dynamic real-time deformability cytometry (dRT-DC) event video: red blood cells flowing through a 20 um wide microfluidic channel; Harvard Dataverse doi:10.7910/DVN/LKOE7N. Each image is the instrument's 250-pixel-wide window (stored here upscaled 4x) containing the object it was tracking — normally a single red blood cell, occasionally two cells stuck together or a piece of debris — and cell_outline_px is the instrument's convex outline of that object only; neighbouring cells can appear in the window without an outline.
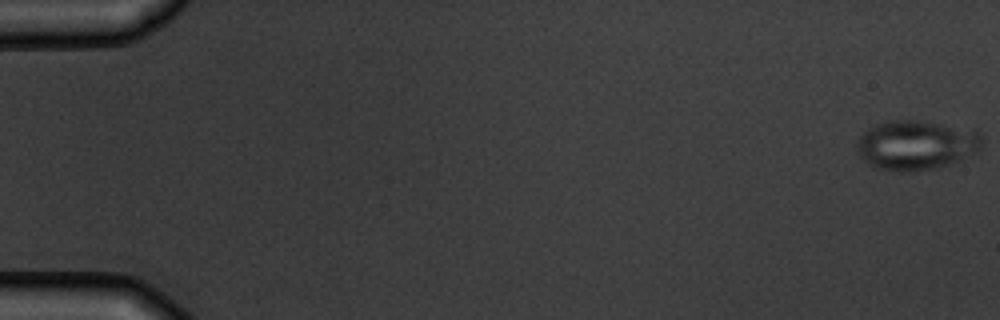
{"species": "common noctule bat (a hibernating species)", "species_latin": "Nyctalus noctula", "temperature_condition": "warm", "stored_images_in_passage": 8, "camera_frame_rate_fps": 3000, "um_per_image_px": 0.085, "animal": {"sex": "male", "body_mass_g": 19.5, "forearm_length_mm": 54.6}, "frame": {"image": 1, "passage_image": 1, "time_ms": 0.0, "image_size_px": [1000, 320], "cell_outline_px": [[984, 144], [980, 148], [960, 160], [936, 168], [912, 172], [900, 172], [876, 168], [868, 164], [860, 156], [856, 148], [856, 144], [860, 136], [868, 128], [888, 120], [916, 120], [940, 124], [980, 132], [984, 136]], "centroid_in_image_um": [77.85, 12.34], "position_along_channel_um": 7.1, "area_um2": 36.13}}